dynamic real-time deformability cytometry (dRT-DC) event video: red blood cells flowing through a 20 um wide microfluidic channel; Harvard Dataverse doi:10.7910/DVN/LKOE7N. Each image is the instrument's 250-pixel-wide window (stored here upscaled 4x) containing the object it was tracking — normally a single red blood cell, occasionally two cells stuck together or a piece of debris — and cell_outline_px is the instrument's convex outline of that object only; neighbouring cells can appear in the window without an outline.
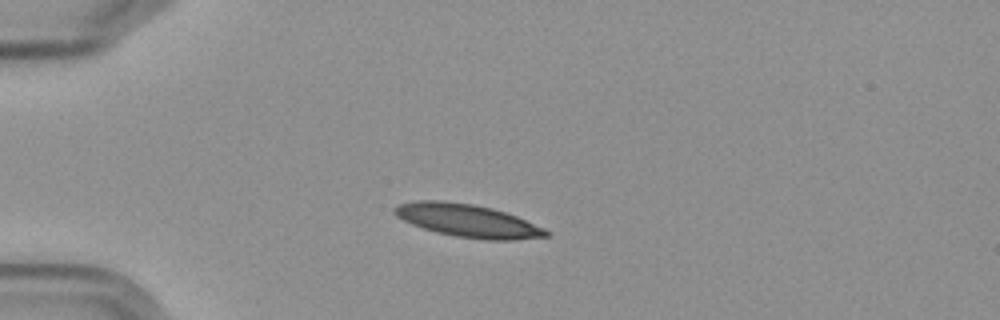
{"species": "Egyptian fruit bat (a non-hibernating species)", "species_latin": "Rousettus aegyptiacus", "temperature_condition": "cold", "stored_images_in_passage": 14, "camera_frame_rate_fps": 3000, "um_per_image_px": 0.085, "frame": {"image": 1, "passage_image": 3, "time_ms": 3.0, "image_size_px": [1000, 320], "cell_outline_px": [[552, 232], [548, 236], [512, 240], [488, 240], [456, 236], [436, 232], [412, 224], [396, 216], [392, 212], [392, 208], [400, 204], [420, 200], [444, 200], [472, 204], [492, 208], [516, 216], [544, 228]], "centroid_in_image_um": [39.75, 18.75], "position_along_channel_um": 45.3, "area_um2": 28.9}}
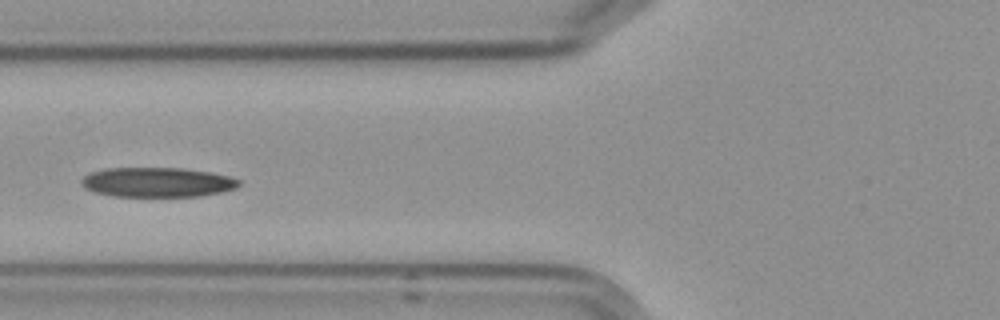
{"frame": {"image": 2, "passage_image": 5, "time_ms": 5.667, "image_size_px": [1000, 320], "cell_outline_px": [[240, 184], [236, 188], [220, 192], [200, 196], [112, 196], [96, 192], [84, 188], [80, 184], [80, 180], [84, 176], [92, 172], [108, 168], [184, 168], [212, 172], [228, 176], [240, 180]], "centroid_in_image_um": [13.37, 15.48], "position_along_channel_um": 112.4, "area_um2": 27.22}}
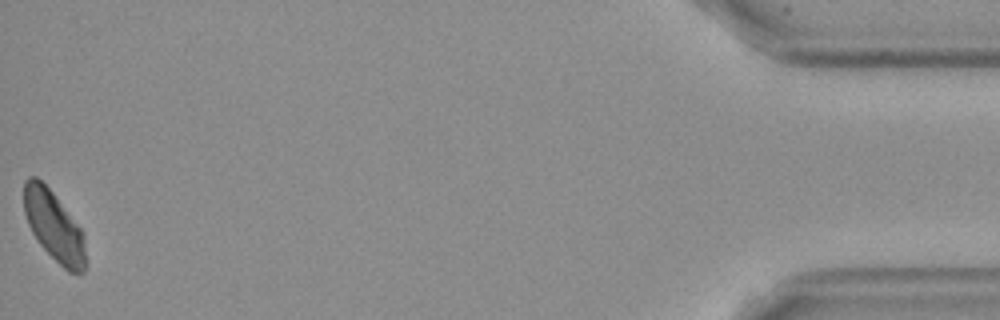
{"frame": {"image": 3, "passage_image": 14, "time_ms": 17.0, "image_size_px": [1000, 320], "cell_outline_px": [[84, 272], [68, 272], [40, 244], [32, 232], [28, 224], [24, 212], [24, 180], [28, 176], [36, 176], [52, 192], [84, 232]], "centroid_in_image_um": [4.56, 19.18], "position_along_channel_um": 430.6, "area_um2": 24.68}}